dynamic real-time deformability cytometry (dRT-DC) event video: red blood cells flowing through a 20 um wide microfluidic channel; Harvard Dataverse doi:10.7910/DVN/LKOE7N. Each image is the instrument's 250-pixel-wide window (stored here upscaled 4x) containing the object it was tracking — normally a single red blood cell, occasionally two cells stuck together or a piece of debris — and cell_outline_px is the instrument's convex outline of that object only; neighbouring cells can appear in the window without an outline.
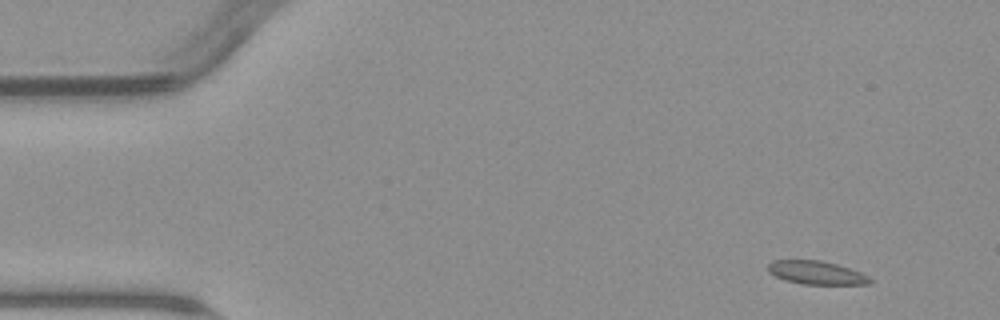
{"species": "common noctule bat (a hibernating species)", "species_latin": "Nyctalus noctula", "temperature_condition": "warm", "stored_images_in_passage": 4, "camera_frame_rate_fps": 3000, "um_per_image_px": 0.085, "animal": {"sex": "male", "body_mass_g": 23.1, "forearm_length_mm": 52.7}, "frame": {"image": 1, "passage_image": 1, "time_ms": 0.0, "image_size_px": [1000, 320], "cell_outline_px": [[872, 280], [868, 284], [800, 284], [784, 280], [768, 272], [768, 264], [772, 260], [820, 260], [836, 264], [860, 272], [868, 276]], "centroid_in_image_um": [69.35, 23.18], "position_along_channel_um": 15.6, "area_um2": 13.81}}
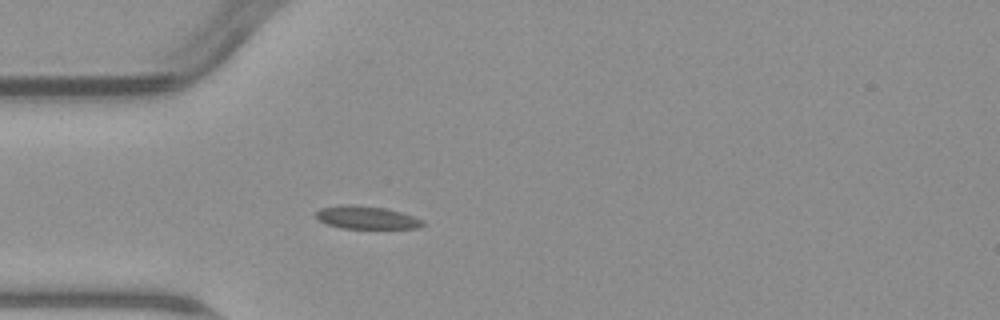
{"frame": {"image": 2, "passage_image": 4, "time_ms": 3.667, "image_size_px": [1000, 320], "cell_outline_px": [[424, 224], [420, 228], [344, 228], [328, 224], [320, 220], [316, 216], [316, 212], [320, 208], [340, 204], [352, 204], [384, 208], [400, 212], [424, 220]], "centroid_in_image_um": [31.15, 18.48], "position_along_channel_um": 53.8, "area_um2": 14.1}}